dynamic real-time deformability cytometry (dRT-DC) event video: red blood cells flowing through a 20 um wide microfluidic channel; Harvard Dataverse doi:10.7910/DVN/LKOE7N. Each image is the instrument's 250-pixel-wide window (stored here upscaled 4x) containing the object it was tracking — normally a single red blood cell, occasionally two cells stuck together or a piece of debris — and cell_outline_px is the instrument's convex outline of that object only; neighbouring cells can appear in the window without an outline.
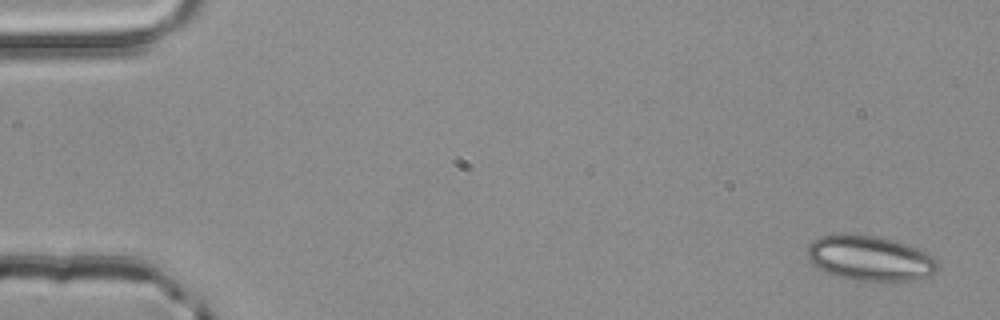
{"species": "common noctule bat (a hibernating species)", "species_latin": "Nyctalus noctula", "temperature_condition": "room temperature", "stored_images_in_passage": 4, "camera_frame_rate_fps": 3000, "um_per_image_px": 0.085, "animal": {"sex": "male", "body_mass_g": 20.4}, "frame": {"image": 1, "passage_image": 1, "time_ms": 0.0, "image_size_px": [1000, 320], "cell_outline_px": [[940, 268], [936, 272], [920, 280], [856, 280], [836, 276], [812, 264], [808, 260], [808, 244], [812, 240], [820, 236], [876, 236], [892, 240], [928, 252], [940, 264]], "centroid_in_image_um": [74.0, 21.98], "position_along_channel_um": 11.0, "area_um2": 33.64}}